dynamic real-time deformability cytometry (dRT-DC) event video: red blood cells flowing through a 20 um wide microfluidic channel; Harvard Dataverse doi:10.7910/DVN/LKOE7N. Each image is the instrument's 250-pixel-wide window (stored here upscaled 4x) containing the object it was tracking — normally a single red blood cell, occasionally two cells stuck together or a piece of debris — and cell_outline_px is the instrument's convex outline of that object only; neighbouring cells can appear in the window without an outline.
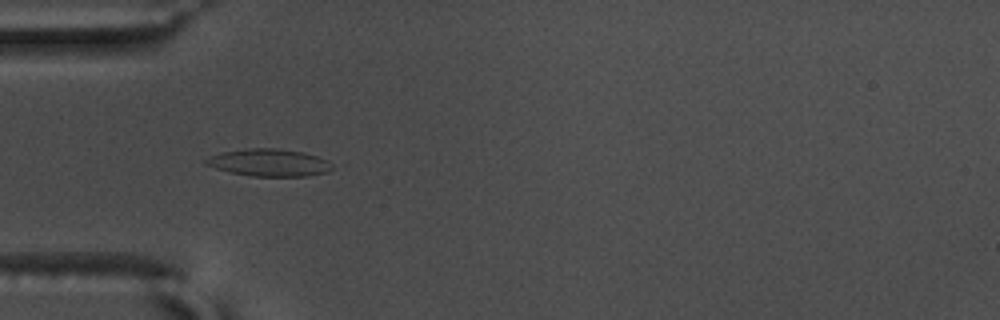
{"species": "common noctule bat (a hibernating species)", "species_latin": "Nyctalus noctula", "temperature_condition": "warm", "stored_images_in_passage": 56, "camera_frame_rate_fps": 3000, "um_per_image_px": 0.085, "animal": {"sex": "male", "body_mass_g": 17.5, "forearm_length_mm": 52.3}, "frame": {"image": 1, "passage_image": 18, "time_ms": 5.667, "image_size_px": [1000, 320], "cell_outline_px": [[336, 168], [328, 172], [308, 176], [248, 176], [228, 172], [204, 164], [204, 160], [212, 156], [224, 152], [252, 148], [276, 148], [304, 152], [328, 160], [336, 164]], "centroid_in_image_um": [22.96, 13.84], "position_along_channel_um": 62.0, "area_um2": 20.29}}
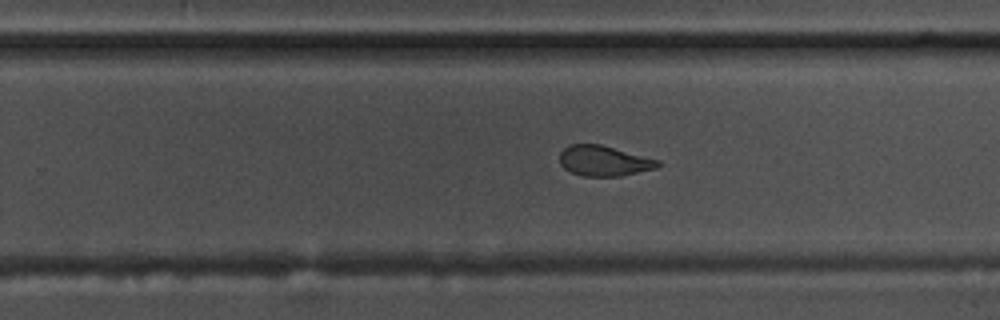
{"frame": {"image": 2, "passage_image": 36, "time_ms": 11.667, "image_size_px": [1000, 320], "cell_outline_px": [[660, 164], [656, 168], [620, 176], [580, 176], [564, 168], [560, 164], [560, 152], [568, 144], [600, 144], [660, 160]], "centroid_in_image_um": [51.31, 13.67], "position_along_channel_um": 278.5, "area_um2": 17.34}}
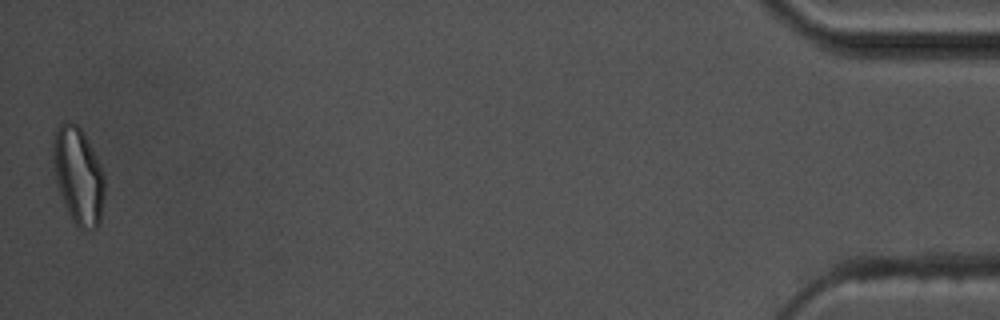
{"frame": {"image": 3, "passage_image": 56, "time_ms": 18.333, "image_size_px": [1000, 320], "cell_outline_px": [[104, 196], [100, 224], [96, 228], [84, 232], [72, 220], [64, 204], [56, 180], [52, 160], [52, 140], [56, 128], [60, 124], [68, 120], [76, 124], [80, 128], [104, 176]], "centroid_in_image_um": [6.63, 14.97], "position_along_channel_um": 428.6, "area_um2": 28.78}, "authors_computed_cell_mechanics": {"area_um2": 19.1318, "velocity_mm_per_s": 3.6462, "shape_relaxation_time_tau1_ms": 4.2147, "shape_relaxation_time_tau2_ms": 1.8682, "deformation_change_tau1": 0.1655, "deformation_change_tau2": 0.0833}}